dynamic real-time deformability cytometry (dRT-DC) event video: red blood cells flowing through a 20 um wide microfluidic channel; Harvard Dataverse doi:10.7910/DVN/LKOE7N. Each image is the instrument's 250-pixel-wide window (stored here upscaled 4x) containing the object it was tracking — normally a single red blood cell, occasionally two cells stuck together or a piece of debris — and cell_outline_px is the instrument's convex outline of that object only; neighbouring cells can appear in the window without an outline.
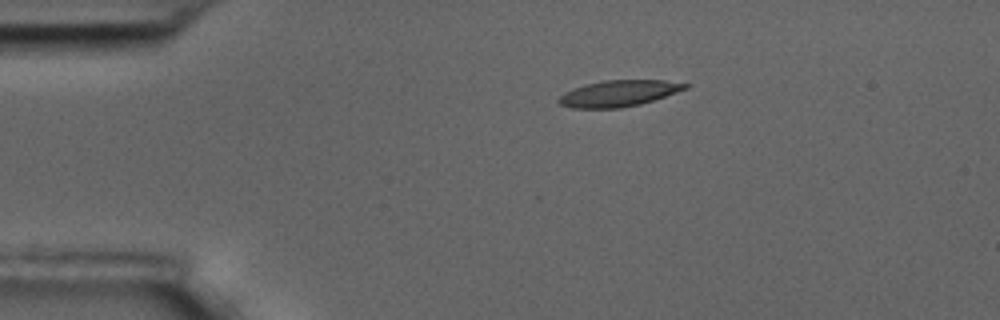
{"species": "common noctule bat (a hibernating species)", "species_latin": "Nyctalus noctula", "temperature_condition": "room temperature", "stored_images_in_passage": 15, "camera_frame_rate_fps": 3000, "um_per_image_px": 0.085, "animal": {"sex": "male", "body_mass_g": 17.5, "forearm_length_mm": 52.3}, "frame": {"image": 1, "passage_image": 3, "time_ms": 0.667, "image_size_px": [1000, 320], "cell_outline_px": [[688, 88], [640, 104], [620, 108], [572, 108], [560, 104], [556, 100], [564, 92], [572, 88], [604, 80], [664, 80], [688, 84]], "centroid_in_image_um": [52.54, 7.94], "position_along_channel_um": 32.5, "area_um2": 19.13}}
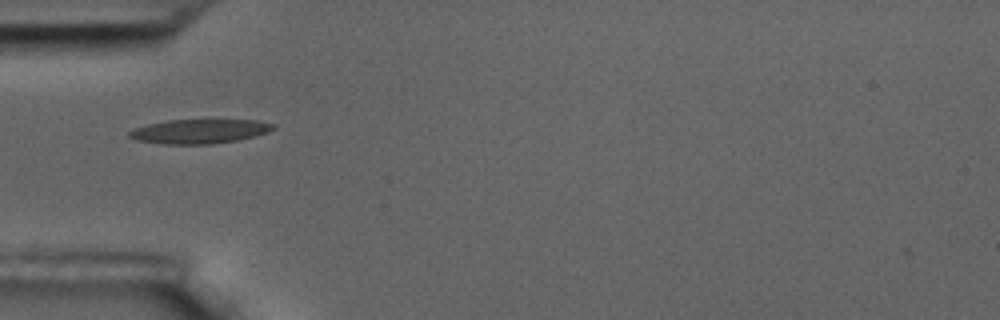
{"frame": {"image": 2, "passage_image": 5, "time_ms": 1.333, "image_size_px": [1000, 320], "cell_outline_px": [[276, 128], [268, 132], [236, 140], [212, 144], [160, 144], [136, 140], [128, 136], [128, 132], [136, 128], [148, 124], [168, 120], [256, 120], [276, 124]], "centroid_in_image_um": [16.95, 11.16], "position_along_channel_um": 68.0, "area_um2": 20.29}}
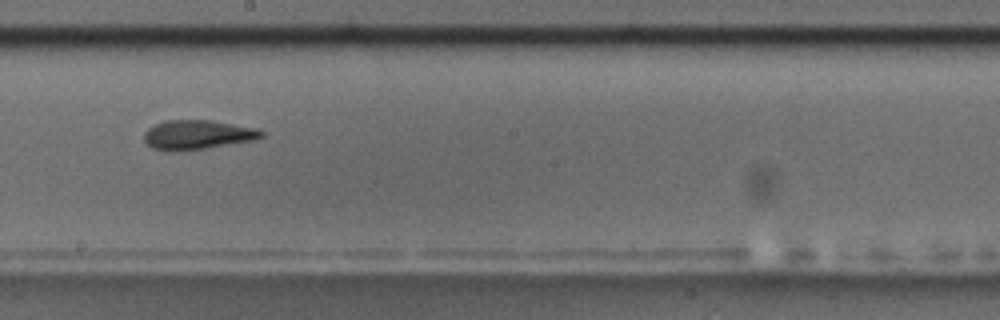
{"frame": {"image": 3, "passage_image": 9, "time_ms": 2.667, "image_size_px": [1000, 320], "cell_outline_px": [[264, 136], [252, 140], [184, 152], [180, 152], [152, 148], [144, 140], [144, 132], [148, 128], [164, 120], [212, 120], [260, 128], [264, 132]], "centroid_in_image_um": [16.8, 11.45], "position_along_channel_um": 231.4, "area_um2": 20.29}}